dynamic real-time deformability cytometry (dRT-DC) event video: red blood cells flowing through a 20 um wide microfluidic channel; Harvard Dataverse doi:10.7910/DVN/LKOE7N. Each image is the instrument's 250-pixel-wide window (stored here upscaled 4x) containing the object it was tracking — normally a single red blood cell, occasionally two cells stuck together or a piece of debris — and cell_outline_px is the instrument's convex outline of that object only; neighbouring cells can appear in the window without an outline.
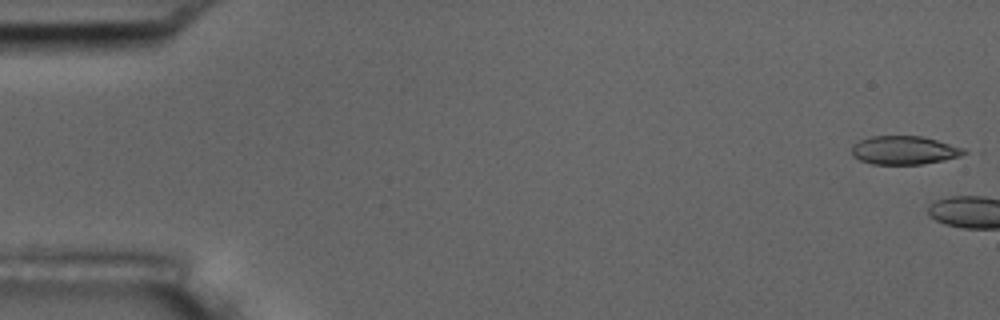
{"species": "common noctule bat (a hibernating species)", "species_latin": "Nyctalus noctula", "temperature_condition": "room temperature", "stored_images_in_passage": 10, "camera_frame_rate_fps": 3000, "um_per_image_px": 0.085, "animal": {"sex": "male", "body_mass_g": 17.5, "forearm_length_mm": 52.3}, "frame": {"image": 1, "passage_image": 1, "time_ms": 0.0, "image_size_px": [1000, 320], "cell_outline_px": [[968, 152], [960, 156], [944, 160], [920, 164], [872, 164], [860, 160], [852, 156], [852, 144], [860, 140], [872, 136], [924, 136], [964, 148]], "centroid_in_image_um": [76.85, 12.76], "position_along_channel_um": 8.1, "area_um2": 18.67}}
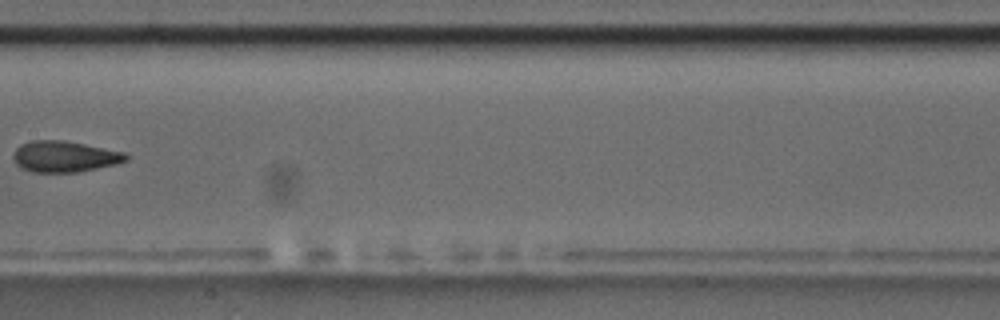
{"frame": {"image": 2, "passage_image": 9, "time_ms": 10.333, "image_size_px": [1000, 320], "cell_outline_px": [[128, 160], [116, 164], [76, 172], [32, 172], [16, 164], [12, 156], [16, 148], [20, 144], [32, 140], [64, 140], [124, 152], [128, 156]], "centroid_in_image_um": [5.46, 13.3], "position_along_channel_um": 201.9, "area_um2": 20.29}}
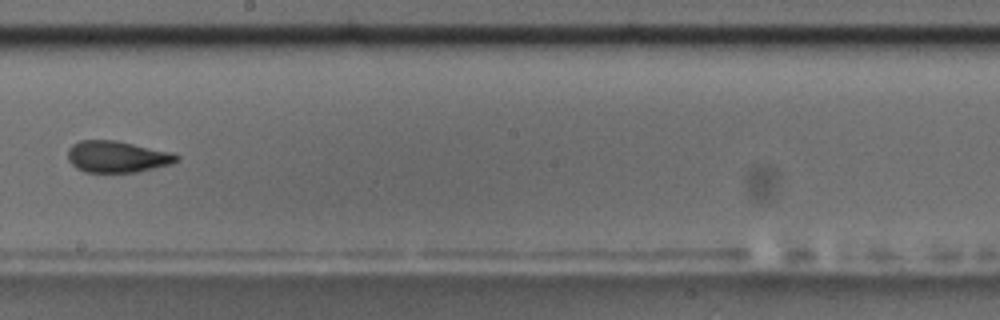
{"frame": {"image": 3, "passage_image": 10, "time_ms": 11.333, "image_size_px": [1000, 320], "cell_outline_px": [[180, 160], [172, 164], [136, 172], [84, 172], [76, 168], [68, 160], [68, 148], [72, 144], [80, 140], [116, 140], [176, 152], [180, 156]], "centroid_in_image_um": [10.01, 13.31], "position_along_channel_um": 238.2, "area_um2": 20.4}}